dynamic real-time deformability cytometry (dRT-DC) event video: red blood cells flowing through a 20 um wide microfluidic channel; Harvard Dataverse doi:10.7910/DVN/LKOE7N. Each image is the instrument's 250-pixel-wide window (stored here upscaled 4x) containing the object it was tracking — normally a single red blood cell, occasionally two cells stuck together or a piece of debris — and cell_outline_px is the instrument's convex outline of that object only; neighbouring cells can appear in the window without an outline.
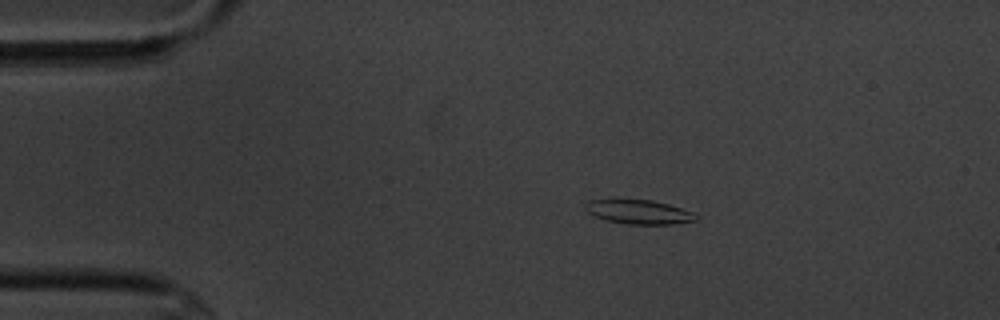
{"species": "common noctule bat (a hibernating species)", "species_latin": "Nyctalus noctula", "temperature_condition": "cold", "stored_images_in_passage": 16, "camera_frame_rate_fps": 3000, "um_per_image_px": 0.085, "animal": {"sex": "male", "body_mass_g": 20.1, "forearm_length_mm": 53.5}, "frame": {"image": 1, "passage_image": 4, "time_ms": 3.333, "image_size_px": [1000, 320], "cell_outline_px": [[700, 216], [696, 220], [672, 224], [628, 224], [608, 220], [596, 216], [588, 212], [584, 208], [584, 204], [588, 200], [652, 200], [668, 204], [692, 212]], "centroid_in_image_um": [54.32, 18.01], "position_along_channel_um": 30.7, "area_um2": 15.32}}
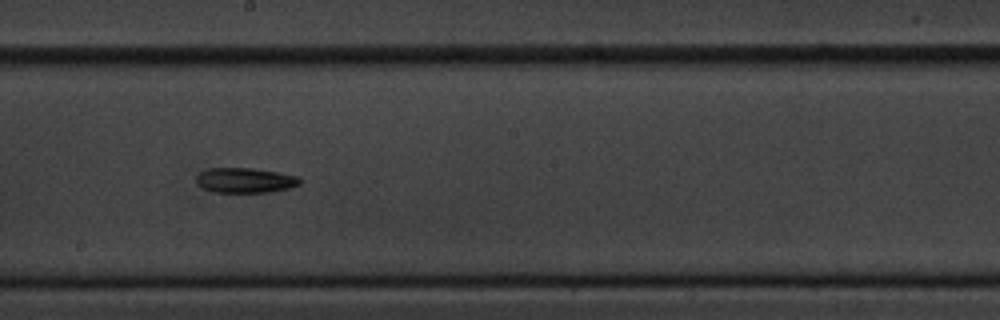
{"frame": {"image": 2, "passage_image": 10, "time_ms": 10.333, "image_size_px": [1000, 320], "cell_outline_px": [[300, 184], [288, 188], [268, 192], [216, 192], [200, 188], [196, 184], [196, 176], [200, 172], [208, 168], [252, 168], [300, 176]], "centroid_in_image_um": [20.79, 15.32], "position_along_channel_um": 227.4, "area_um2": 15.14}}
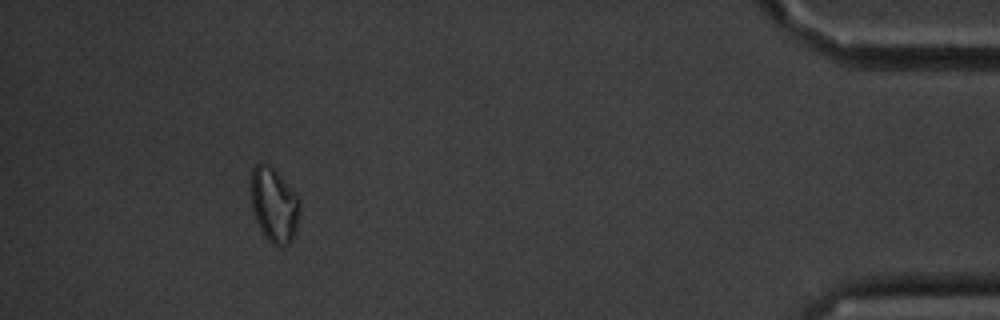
{"frame": {"image": 3, "passage_image": 16, "time_ms": 17.333, "image_size_px": [1000, 320], "cell_outline_px": [[300, 216], [296, 232], [292, 240], [284, 248], [280, 248], [272, 244], [264, 236], [256, 220], [252, 208], [252, 168], [256, 164], [268, 164], [280, 176], [300, 200]], "centroid_in_image_um": [23.33, 17.5], "position_along_channel_um": 411.9, "area_um2": 21.1}, "authors_computed_cell_mechanics": {"area_um2": 15.4037, "velocity_mm_per_s": 3.4884, "shape_relaxation_time_tau1_ms": 3.4197, "shape_relaxation_time_tau2_ms": null, "deformation_change_tau1": 0.1046, "deformation_change_tau2": null}}